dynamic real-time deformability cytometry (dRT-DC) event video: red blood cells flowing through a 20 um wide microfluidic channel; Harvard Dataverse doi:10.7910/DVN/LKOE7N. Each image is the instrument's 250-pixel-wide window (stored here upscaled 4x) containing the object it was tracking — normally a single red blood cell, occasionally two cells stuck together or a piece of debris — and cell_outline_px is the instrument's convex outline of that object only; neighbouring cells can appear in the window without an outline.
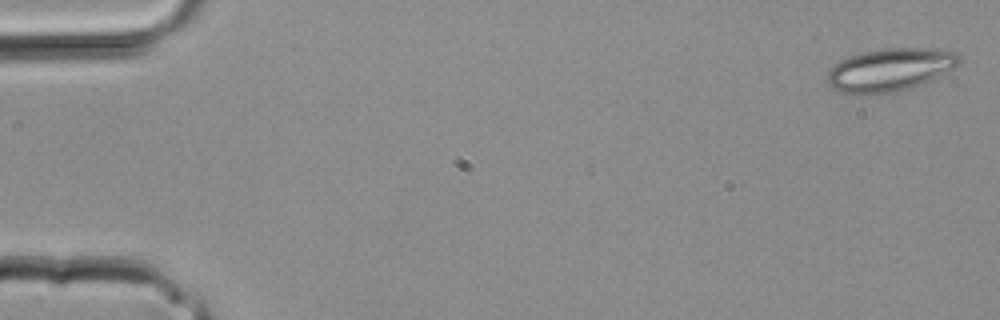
{"species": "common noctule bat (a hibernating species)", "species_latin": "Nyctalus noctula", "temperature_condition": "room temperature", "stored_images_in_passage": 3, "camera_frame_rate_fps": 3000, "um_per_image_px": 0.085, "animal": {"sex": "male", "body_mass_g": 20.4}, "frame": {"image": 1, "passage_image": 1, "time_ms": 0.0, "image_size_px": [1000, 320], "cell_outline_px": [[960, 64], [928, 80], [904, 88], [888, 92], [840, 92], [832, 88], [828, 84], [828, 68], [840, 60], [848, 56], [864, 52], [884, 48], [924, 48], [956, 52], [960, 60]], "centroid_in_image_um": [75.59, 5.88], "position_along_channel_um": 9.4, "area_um2": 31.79}}